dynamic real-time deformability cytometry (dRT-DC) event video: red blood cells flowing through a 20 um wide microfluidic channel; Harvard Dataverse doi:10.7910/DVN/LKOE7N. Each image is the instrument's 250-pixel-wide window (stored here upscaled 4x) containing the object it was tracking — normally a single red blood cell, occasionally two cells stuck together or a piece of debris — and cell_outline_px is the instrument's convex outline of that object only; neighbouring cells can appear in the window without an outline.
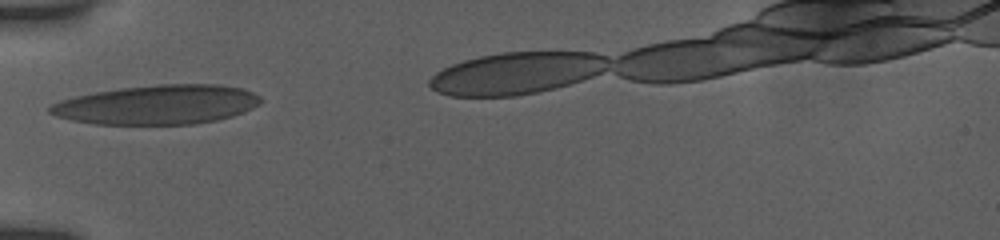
{"species": "human", "species_latin": "Homo sapiens", "temperature_condition": "room temperature", "stored_images_in_passage": 7, "camera_frame_rate_fps": 3000, "um_per_image_px": 0.085, "donor": {"sex": "female"}, "frame": {"image": 1, "passage_image": 1, "time_ms": 0.0, "image_size_px": [1000, 240], "cell_outline_px": [[260, 104], [244, 112], [232, 116], [216, 120], [196, 124], [96, 124], [72, 120], [56, 116], [48, 112], [48, 108], [52, 104], [60, 100], [76, 96], [96, 92], [120, 88], [156, 84], [216, 84], [240, 88], [252, 92], [260, 96]], "centroid_in_image_um": [13.37, 8.9], "position_along_channel_um": 71.6, "area_um2": 48.21}}